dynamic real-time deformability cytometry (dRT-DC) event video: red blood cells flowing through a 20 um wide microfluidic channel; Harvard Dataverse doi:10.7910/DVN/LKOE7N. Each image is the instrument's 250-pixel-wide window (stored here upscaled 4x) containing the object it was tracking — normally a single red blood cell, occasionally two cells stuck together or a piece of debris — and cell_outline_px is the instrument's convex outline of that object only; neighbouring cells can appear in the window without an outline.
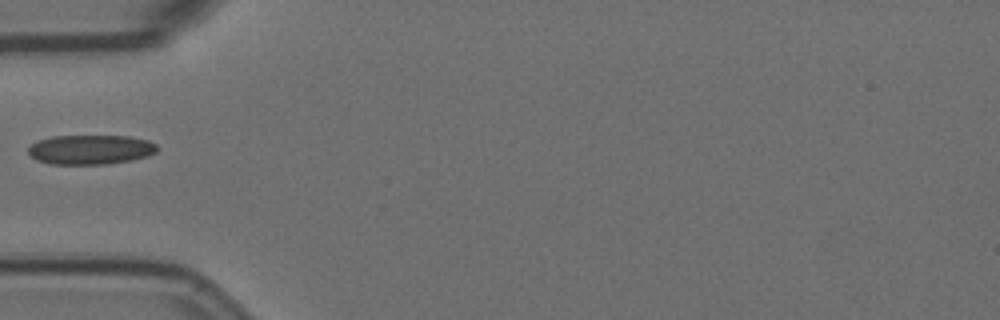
{"species": "Egyptian fruit bat (a non-hibernating species)", "species_latin": "Rousettus aegyptiacus", "temperature_condition": "room temperature", "stored_images_in_passage": 2, "camera_frame_rate_fps": 3000, "um_per_image_px": 0.085, "animal": {"sex": "female"}, "frame": {"image": 1, "passage_image": 1, "time_ms": 0.0, "image_size_px": [1000, 320], "cell_outline_px": [[156, 152], [148, 156], [132, 160], [104, 164], [52, 164], [36, 160], [28, 152], [28, 148], [36, 140], [52, 136], [128, 136], [148, 140], [156, 144]], "centroid_in_image_um": [7.68, 12.71], "position_along_channel_um": 77.3, "area_um2": 22.2}}
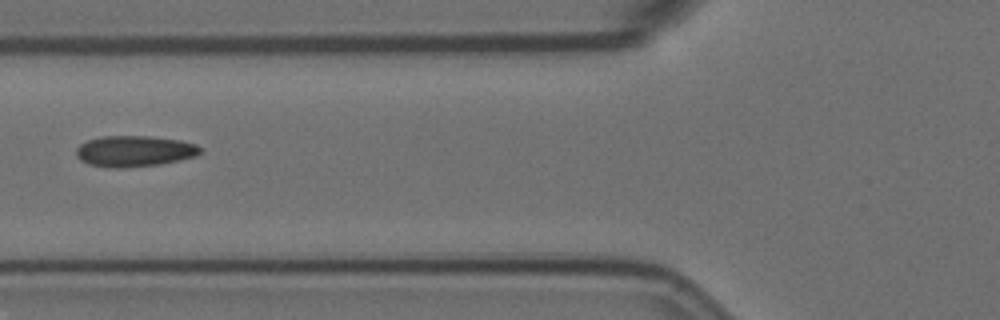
{"frame": {"image": 2, "passage_image": 2, "time_ms": 1.0, "image_size_px": [1000, 320], "cell_outline_px": [[200, 152], [196, 156], [180, 160], [160, 164], [124, 168], [108, 168], [88, 164], [80, 160], [76, 156], [76, 148], [80, 144], [88, 140], [100, 136], [148, 136], [180, 140], [196, 144], [200, 148]], "centroid_in_image_um": [11.39, 12.85], "position_along_channel_um": 114.4, "area_um2": 22.54}}